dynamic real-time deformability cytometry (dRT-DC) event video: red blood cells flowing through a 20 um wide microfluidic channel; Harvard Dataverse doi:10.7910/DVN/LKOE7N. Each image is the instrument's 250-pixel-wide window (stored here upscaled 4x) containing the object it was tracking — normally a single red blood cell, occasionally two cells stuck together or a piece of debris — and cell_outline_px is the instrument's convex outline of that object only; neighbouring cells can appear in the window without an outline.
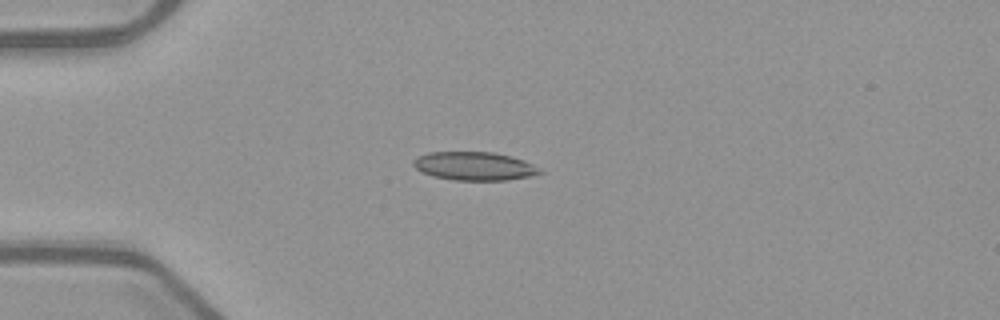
{"species": "common noctule bat (a hibernating species)", "species_latin": "Nyctalus noctula", "temperature_condition": "warm", "stored_images_in_passage": 39, "camera_frame_rate_fps": 3000, "um_per_image_px": 0.085, "animal": {"sex": "female", "body_mass_g": 21.9}, "frame": {"image": 1, "passage_image": 1, "time_ms": 0.0, "image_size_px": [1000, 320], "cell_outline_px": [[544, 172], [532, 176], [508, 180], [456, 180], [432, 176], [420, 172], [412, 164], [412, 160], [428, 152], [492, 152], [524, 160], [540, 168]], "centroid_in_image_um": [40.32, 14.12], "position_along_channel_um": 44.7, "area_um2": 20.98}}
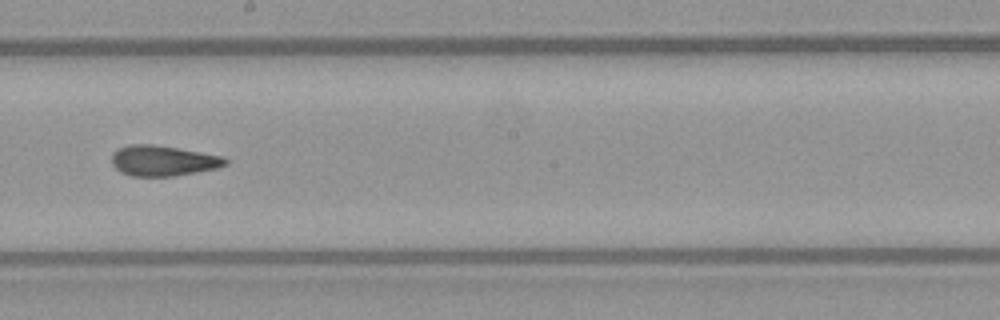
{"frame": {"image": 2, "passage_image": 17, "time_ms": 5.333, "image_size_px": [1000, 320], "cell_outline_px": [[228, 164], [216, 168], [196, 172], [172, 176], [132, 176], [120, 172], [112, 164], [112, 152], [120, 148], [132, 144], [152, 144], [224, 156], [228, 160]], "centroid_in_image_um": [13.86, 13.66], "position_along_channel_um": 234.3, "area_um2": 20.06}}
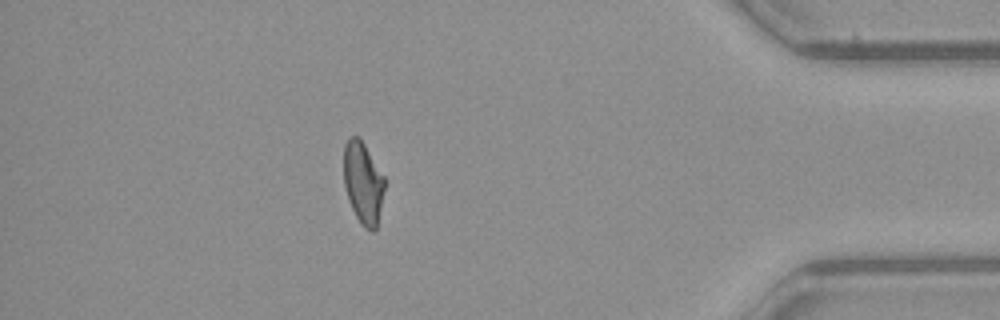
{"frame": {"image": 3, "passage_image": 33, "time_ms": 10.667, "image_size_px": [1000, 320], "cell_outline_px": [[384, 188], [376, 228], [372, 232], [364, 228], [360, 224], [352, 208], [344, 184], [344, 144], [348, 136], [360, 136], [384, 176]], "centroid_in_image_um": [30.85, 15.49], "position_along_channel_um": 404.4, "area_um2": 19.42}, "authors_computed_cell_mechanics": {"area_um2": 20.2878, "velocity_mm_per_s": 4.0054, "shape_relaxation_time_tau1_ms": null, "shape_relaxation_time_tau2_ms": 2.4797, "deformation_change_tau1": null, "deformation_change_tau2": 0.0909}}